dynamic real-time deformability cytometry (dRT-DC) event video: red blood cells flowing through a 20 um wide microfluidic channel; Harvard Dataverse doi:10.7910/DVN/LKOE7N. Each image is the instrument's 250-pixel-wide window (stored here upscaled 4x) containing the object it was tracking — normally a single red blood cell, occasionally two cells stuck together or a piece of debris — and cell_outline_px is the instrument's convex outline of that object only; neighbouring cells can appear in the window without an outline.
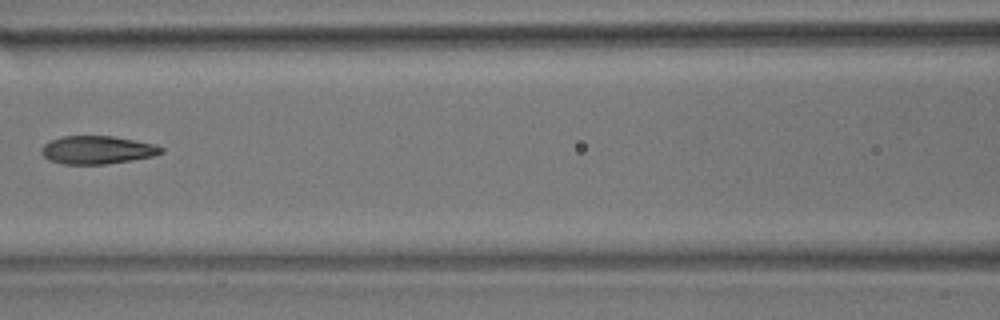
{"species": "common noctule bat (a hibernating species)", "species_latin": "Nyctalus noctula", "temperature_condition": "room temperature", "stored_images_in_passage": 9, "camera_frame_rate_fps": 3000, "um_per_image_px": 0.085, "animal": {"sex": "male", "body_mass_g": 17.9}, "frame": {"image": 1, "passage_image": 6, "time_ms": 1.667, "image_size_px": [1000, 320], "cell_outline_px": [[164, 152], [152, 156], [132, 160], [104, 164], [64, 164], [48, 160], [40, 152], [40, 148], [44, 144], [60, 136], [112, 136], [152, 144], [164, 148]], "centroid_in_image_um": [8.22, 12.75], "position_along_channel_um": 158.4, "area_um2": 19.48}}
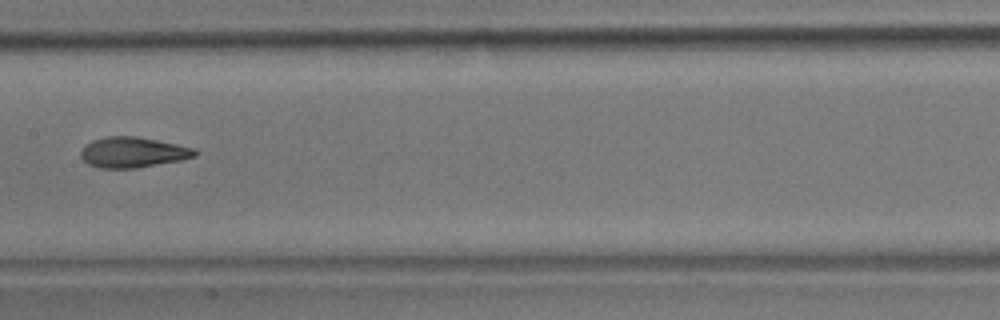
{"frame": {"image": 2, "passage_image": 7, "time_ms": 2.0, "image_size_px": [1000, 320], "cell_outline_px": [[200, 152], [196, 156], [180, 160], [136, 168], [100, 168], [88, 164], [80, 156], [80, 152], [92, 140], [108, 136], [136, 136], [196, 148]], "centroid_in_image_um": [11.32, 12.95], "position_along_channel_um": 196.1, "area_um2": 20.17}}